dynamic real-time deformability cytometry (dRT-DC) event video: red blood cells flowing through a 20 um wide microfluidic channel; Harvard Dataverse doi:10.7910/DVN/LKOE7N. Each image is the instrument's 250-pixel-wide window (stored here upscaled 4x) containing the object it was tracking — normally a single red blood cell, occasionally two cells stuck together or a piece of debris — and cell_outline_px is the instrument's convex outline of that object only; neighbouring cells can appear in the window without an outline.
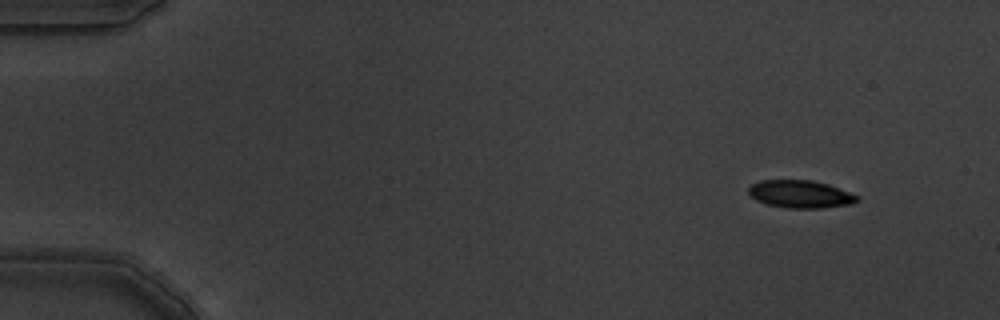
{"species": "common noctule bat (a hibernating species)", "species_latin": "Nyctalus noctula", "temperature_condition": "warm", "stored_images_in_passage": 5, "camera_frame_rate_fps": 3000, "um_per_image_px": 0.085, "animal": {"sex": "male", "body_mass_g": 19.5, "forearm_length_mm": 54.6}, "frame": {"image": 1, "passage_image": 1, "time_ms": 0.0, "image_size_px": [1000, 320], "cell_outline_px": [[860, 200], [852, 204], [820, 208], [788, 208], [764, 204], [756, 200], [748, 192], [748, 188], [752, 184], [760, 180], [812, 180], [828, 184], [860, 196]], "centroid_in_image_um": [68.04, 16.5], "position_along_channel_um": 17.0, "area_um2": 17.63}}
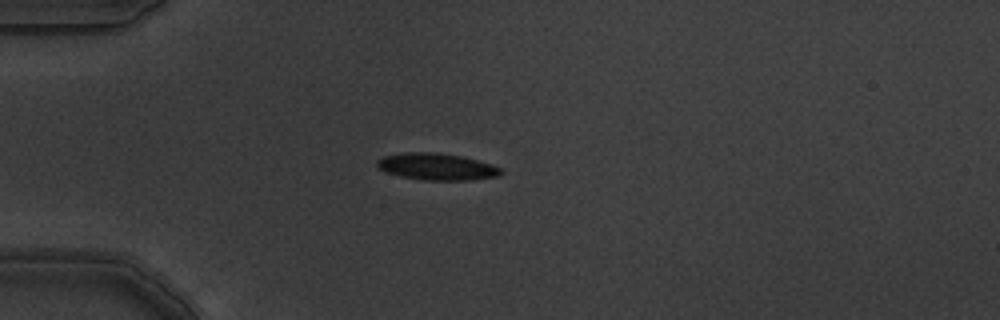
{"frame": {"image": 2, "passage_image": 4, "time_ms": 1.0, "image_size_px": [1000, 320], "cell_outline_px": [[504, 172], [500, 176], [468, 180], [420, 180], [400, 176], [388, 172], [380, 168], [376, 164], [376, 160], [384, 156], [404, 152], [436, 152], [460, 156], [492, 164], [500, 168]], "centroid_in_image_um": [37.13, 14.17], "position_along_channel_um": 47.9, "area_um2": 19.31}}